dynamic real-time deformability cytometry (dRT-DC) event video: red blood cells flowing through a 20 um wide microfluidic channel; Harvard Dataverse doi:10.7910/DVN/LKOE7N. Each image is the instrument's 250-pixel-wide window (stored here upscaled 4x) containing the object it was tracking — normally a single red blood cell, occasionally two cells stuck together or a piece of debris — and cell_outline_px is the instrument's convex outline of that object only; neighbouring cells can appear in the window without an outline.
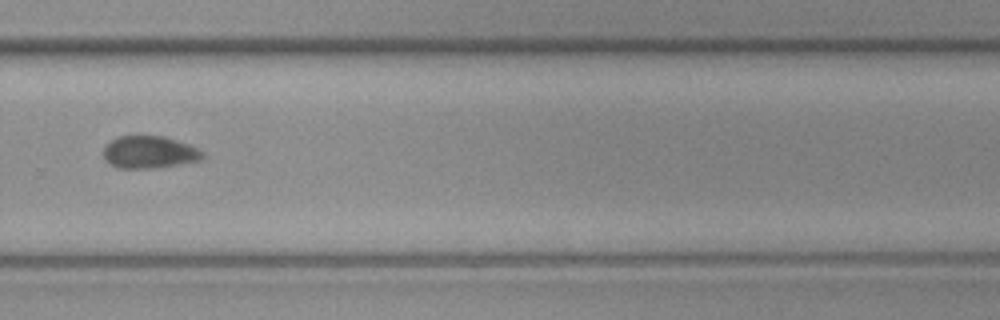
{"species": "common noctule bat (a hibernating species)", "species_latin": "Nyctalus noctula", "temperature_condition": "cold", "stored_images_in_passage": 9, "camera_frame_rate_fps": 3000, "um_per_image_px": 0.085, "animal": {"sex": "female", "body_mass_g": 19.3, "forearm_length_mm": 54.1}, "frame": {"image": 1, "passage_image": 9, "time_ms": 2.667, "image_size_px": [1000, 320], "cell_outline_px": [[204, 156], [200, 160], [180, 164], [156, 168], [116, 168], [108, 164], [104, 160], [104, 148], [112, 140], [120, 136], [164, 136], [188, 144], [204, 152]], "centroid_in_image_um": [12.68, 12.95], "position_along_channel_um": 317.1, "area_um2": 18.67}}